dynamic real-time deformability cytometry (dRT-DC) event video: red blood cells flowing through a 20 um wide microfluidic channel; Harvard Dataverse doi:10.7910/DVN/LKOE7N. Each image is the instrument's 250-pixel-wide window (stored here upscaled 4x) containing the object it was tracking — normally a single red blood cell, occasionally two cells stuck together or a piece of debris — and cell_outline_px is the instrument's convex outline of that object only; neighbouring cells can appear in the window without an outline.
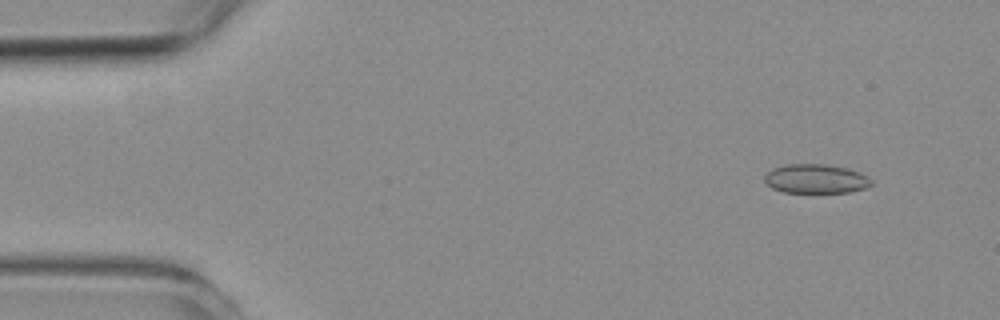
{"species": "common noctule bat (a hibernating species)", "species_latin": "Nyctalus noctula", "temperature_condition": "room temperature", "stored_images_in_passage": 57, "camera_frame_rate_fps": 3000, "um_per_image_px": 0.085, "animal": {"sex": "female", "body_mass_g": 19.3, "forearm_length_mm": 54.1}, "frame": {"image": 1, "passage_image": 5, "time_ms": 1.333, "image_size_px": [1000, 320], "cell_outline_px": [[872, 184], [864, 188], [848, 192], [784, 192], [772, 188], [764, 180], [764, 176], [772, 168], [784, 164], [828, 164], [848, 168], [860, 172], [868, 176], [872, 180]], "centroid_in_image_um": [69.35, 15.18], "position_along_channel_um": 15.7, "area_um2": 18.21}}
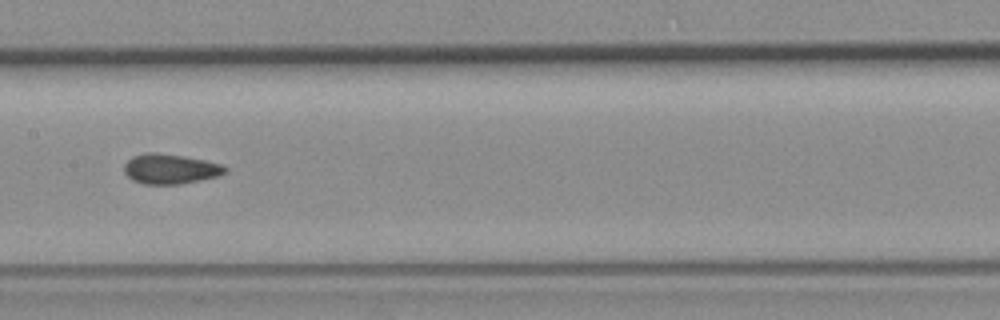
{"frame": {"image": 2, "passage_image": 28, "time_ms": 9.0, "image_size_px": [1000, 320], "cell_outline_px": [[228, 172], [220, 176], [180, 184], [144, 184], [132, 180], [124, 172], [124, 164], [132, 156], [144, 152], [156, 152], [184, 156], [204, 160], [220, 164], [228, 168]], "centroid_in_image_um": [14.47, 14.35], "position_along_channel_um": 192.9, "area_um2": 17.8}}
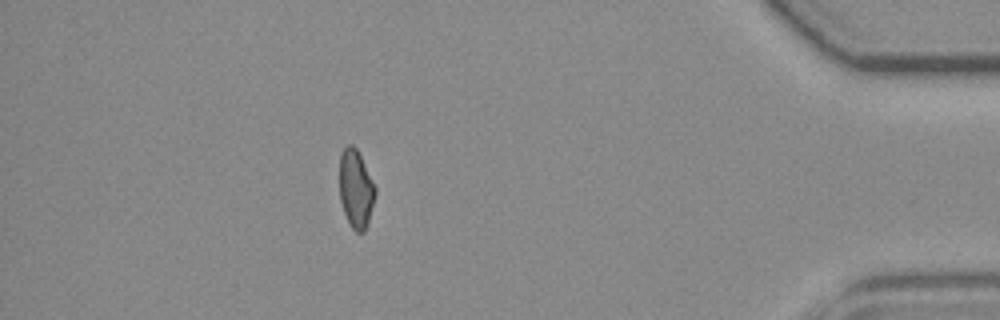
{"frame": {"image": 3, "passage_image": 50, "time_ms": 16.333, "image_size_px": [1000, 320], "cell_outline_px": [[376, 192], [368, 220], [364, 232], [356, 232], [352, 228], [344, 212], [340, 200], [340, 152], [348, 144], [352, 144], [356, 148], [376, 188]], "centroid_in_image_um": [30.23, 16.04], "position_along_channel_um": 405.0, "area_um2": 15.95}, "authors_computed_cell_mechanics": {"area_um2": 17.5134, "velocity_mm_per_s": 3.6131, "shape_relaxation_time_tau1_ms": null, "shape_relaxation_time_tau2_ms": 1.6005, "deformation_change_tau1": null, "deformation_change_tau2": 0.08}}